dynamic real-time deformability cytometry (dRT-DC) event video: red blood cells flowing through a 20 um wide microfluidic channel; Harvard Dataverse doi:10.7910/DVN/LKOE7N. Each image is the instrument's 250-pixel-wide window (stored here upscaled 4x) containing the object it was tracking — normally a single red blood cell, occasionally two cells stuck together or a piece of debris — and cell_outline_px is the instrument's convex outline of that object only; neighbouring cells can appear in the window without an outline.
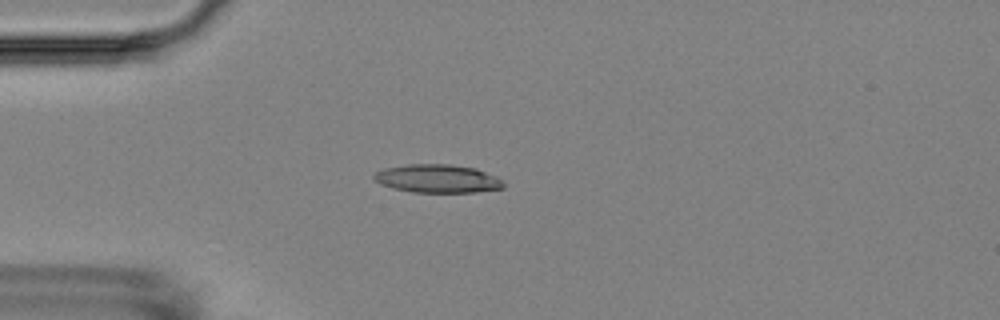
{"species": "Egyptian fruit bat (a non-hibernating species)", "species_latin": "Rousettus aegyptiacus", "temperature_condition": "room temperature", "stored_images_in_passage": 4, "camera_frame_rate_fps": 3000, "um_per_image_px": 0.085, "animal": {"sex": "female"}, "frame": {"image": 1, "passage_image": 4, "time_ms": 4.333, "image_size_px": [1000, 320], "cell_outline_px": [[504, 188], [476, 192], [412, 192], [392, 188], [380, 184], [372, 176], [376, 172], [384, 168], [408, 164], [448, 164], [476, 168], [496, 176], [504, 184]], "centroid_in_image_um": [37.18, 15.18], "position_along_channel_um": 47.8, "area_um2": 21.33}}